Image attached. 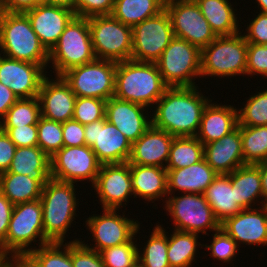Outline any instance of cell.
<instances>
[{
  "label": "cell",
  "mask_w": 267,
  "mask_h": 267,
  "mask_svg": "<svg viewBox=\"0 0 267 267\" xmlns=\"http://www.w3.org/2000/svg\"><path fill=\"white\" fill-rule=\"evenodd\" d=\"M74 183L51 178L40 197L43 209L44 236L49 242L66 241L65 235L76 220L78 202Z\"/></svg>",
  "instance_id": "3957f363"
},
{
  "label": "cell",
  "mask_w": 267,
  "mask_h": 267,
  "mask_svg": "<svg viewBox=\"0 0 267 267\" xmlns=\"http://www.w3.org/2000/svg\"><path fill=\"white\" fill-rule=\"evenodd\" d=\"M246 105L238 108V124L241 126L267 125V89L248 97Z\"/></svg>",
  "instance_id": "ab89813d"
},
{
  "label": "cell",
  "mask_w": 267,
  "mask_h": 267,
  "mask_svg": "<svg viewBox=\"0 0 267 267\" xmlns=\"http://www.w3.org/2000/svg\"><path fill=\"white\" fill-rule=\"evenodd\" d=\"M165 9L164 0H114L112 16L130 27Z\"/></svg>",
  "instance_id": "d6a6232c"
},
{
  "label": "cell",
  "mask_w": 267,
  "mask_h": 267,
  "mask_svg": "<svg viewBox=\"0 0 267 267\" xmlns=\"http://www.w3.org/2000/svg\"><path fill=\"white\" fill-rule=\"evenodd\" d=\"M29 254L41 267H73L71 242L68 241L67 243L50 242L38 248L35 247Z\"/></svg>",
  "instance_id": "f35d334b"
},
{
  "label": "cell",
  "mask_w": 267,
  "mask_h": 267,
  "mask_svg": "<svg viewBox=\"0 0 267 267\" xmlns=\"http://www.w3.org/2000/svg\"><path fill=\"white\" fill-rule=\"evenodd\" d=\"M199 234L174 230L168 235L167 257L170 267H192L196 260L198 246L203 247L198 241Z\"/></svg>",
  "instance_id": "836d02e7"
},
{
  "label": "cell",
  "mask_w": 267,
  "mask_h": 267,
  "mask_svg": "<svg viewBox=\"0 0 267 267\" xmlns=\"http://www.w3.org/2000/svg\"><path fill=\"white\" fill-rule=\"evenodd\" d=\"M69 242L73 267H105L99 252L86 247L79 238Z\"/></svg>",
  "instance_id": "f6af8a7d"
},
{
  "label": "cell",
  "mask_w": 267,
  "mask_h": 267,
  "mask_svg": "<svg viewBox=\"0 0 267 267\" xmlns=\"http://www.w3.org/2000/svg\"><path fill=\"white\" fill-rule=\"evenodd\" d=\"M216 36L239 33L236 9L228 0H194Z\"/></svg>",
  "instance_id": "f546056e"
},
{
  "label": "cell",
  "mask_w": 267,
  "mask_h": 267,
  "mask_svg": "<svg viewBox=\"0 0 267 267\" xmlns=\"http://www.w3.org/2000/svg\"><path fill=\"white\" fill-rule=\"evenodd\" d=\"M0 50L1 55L11 59L49 65V52L41 44L25 13L2 11Z\"/></svg>",
  "instance_id": "277c9868"
},
{
  "label": "cell",
  "mask_w": 267,
  "mask_h": 267,
  "mask_svg": "<svg viewBox=\"0 0 267 267\" xmlns=\"http://www.w3.org/2000/svg\"><path fill=\"white\" fill-rule=\"evenodd\" d=\"M7 267H41V266L29 253H27V254L8 255Z\"/></svg>",
  "instance_id": "9f6ffc18"
},
{
  "label": "cell",
  "mask_w": 267,
  "mask_h": 267,
  "mask_svg": "<svg viewBox=\"0 0 267 267\" xmlns=\"http://www.w3.org/2000/svg\"><path fill=\"white\" fill-rule=\"evenodd\" d=\"M217 176L205 159L184 168L167 170L168 194L173 195L176 191L204 194Z\"/></svg>",
  "instance_id": "484cf974"
},
{
  "label": "cell",
  "mask_w": 267,
  "mask_h": 267,
  "mask_svg": "<svg viewBox=\"0 0 267 267\" xmlns=\"http://www.w3.org/2000/svg\"><path fill=\"white\" fill-rule=\"evenodd\" d=\"M212 234V242L210 245L205 246L206 250H210V256L214 259L221 260L224 263H231L239 253V246L236 241L227 234L222 228L214 231ZM238 252V253H237ZM235 257V258H234ZM232 260V261H231Z\"/></svg>",
  "instance_id": "ee69618b"
},
{
  "label": "cell",
  "mask_w": 267,
  "mask_h": 267,
  "mask_svg": "<svg viewBox=\"0 0 267 267\" xmlns=\"http://www.w3.org/2000/svg\"><path fill=\"white\" fill-rule=\"evenodd\" d=\"M1 9L10 13H25L38 4L34 0H0Z\"/></svg>",
  "instance_id": "db71d44e"
},
{
  "label": "cell",
  "mask_w": 267,
  "mask_h": 267,
  "mask_svg": "<svg viewBox=\"0 0 267 267\" xmlns=\"http://www.w3.org/2000/svg\"><path fill=\"white\" fill-rule=\"evenodd\" d=\"M45 77L42 81L38 100L41 116L57 121L66 122L73 118L76 95L62 76Z\"/></svg>",
  "instance_id": "d6986e66"
},
{
  "label": "cell",
  "mask_w": 267,
  "mask_h": 267,
  "mask_svg": "<svg viewBox=\"0 0 267 267\" xmlns=\"http://www.w3.org/2000/svg\"><path fill=\"white\" fill-rule=\"evenodd\" d=\"M1 14H2V9H1V3H0V16H1Z\"/></svg>",
  "instance_id": "e7e4bbea"
},
{
  "label": "cell",
  "mask_w": 267,
  "mask_h": 267,
  "mask_svg": "<svg viewBox=\"0 0 267 267\" xmlns=\"http://www.w3.org/2000/svg\"><path fill=\"white\" fill-rule=\"evenodd\" d=\"M241 33L217 36L201 50V77L246 76L248 43Z\"/></svg>",
  "instance_id": "8992f818"
},
{
  "label": "cell",
  "mask_w": 267,
  "mask_h": 267,
  "mask_svg": "<svg viewBox=\"0 0 267 267\" xmlns=\"http://www.w3.org/2000/svg\"><path fill=\"white\" fill-rule=\"evenodd\" d=\"M106 100L91 97H76L74 105V120L86 125L105 117Z\"/></svg>",
  "instance_id": "7bdbcfd3"
},
{
  "label": "cell",
  "mask_w": 267,
  "mask_h": 267,
  "mask_svg": "<svg viewBox=\"0 0 267 267\" xmlns=\"http://www.w3.org/2000/svg\"><path fill=\"white\" fill-rule=\"evenodd\" d=\"M38 240V247L50 243L44 236L40 199L14 205L5 242L0 246V251L6 255L27 254L33 250L31 243Z\"/></svg>",
  "instance_id": "52a82bcc"
},
{
  "label": "cell",
  "mask_w": 267,
  "mask_h": 267,
  "mask_svg": "<svg viewBox=\"0 0 267 267\" xmlns=\"http://www.w3.org/2000/svg\"><path fill=\"white\" fill-rule=\"evenodd\" d=\"M148 113L150 112L145 106L115 96L106 101V119L115 125L131 143L137 141L152 125V119Z\"/></svg>",
  "instance_id": "44dd1931"
},
{
  "label": "cell",
  "mask_w": 267,
  "mask_h": 267,
  "mask_svg": "<svg viewBox=\"0 0 267 267\" xmlns=\"http://www.w3.org/2000/svg\"><path fill=\"white\" fill-rule=\"evenodd\" d=\"M210 99L198 86L168 88L150 114L152 125L174 137L196 136L204 108L213 101Z\"/></svg>",
  "instance_id": "6da1fadb"
},
{
  "label": "cell",
  "mask_w": 267,
  "mask_h": 267,
  "mask_svg": "<svg viewBox=\"0 0 267 267\" xmlns=\"http://www.w3.org/2000/svg\"><path fill=\"white\" fill-rule=\"evenodd\" d=\"M16 148L9 136L0 129V174L8 171Z\"/></svg>",
  "instance_id": "816d5d0a"
},
{
  "label": "cell",
  "mask_w": 267,
  "mask_h": 267,
  "mask_svg": "<svg viewBox=\"0 0 267 267\" xmlns=\"http://www.w3.org/2000/svg\"><path fill=\"white\" fill-rule=\"evenodd\" d=\"M243 34L247 43L267 45V14L259 13Z\"/></svg>",
  "instance_id": "681fc988"
},
{
  "label": "cell",
  "mask_w": 267,
  "mask_h": 267,
  "mask_svg": "<svg viewBox=\"0 0 267 267\" xmlns=\"http://www.w3.org/2000/svg\"><path fill=\"white\" fill-rule=\"evenodd\" d=\"M8 255L0 251V267H7Z\"/></svg>",
  "instance_id": "94428289"
},
{
  "label": "cell",
  "mask_w": 267,
  "mask_h": 267,
  "mask_svg": "<svg viewBox=\"0 0 267 267\" xmlns=\"http://www.w3.org/2000/svg\"><path fill=\"white\" fill-rule=\"evenodd\" d=\"M91 187L97 192L95 194L100 199L102 209H121L129 202L128 198L134 195L130 164H101L96 181Z\"/></svg>",
  "instance_id": "e0dca14e"
},
{
  "label": "cell",
  "mask_w": 267,
  "mask_h": 267,
  "mask_svg": "<svg viewBox=\"0 0 267 267\" xmlns=\"http://www.w3.org/2000/svg\"><path fill=\"white\" fill-rule=\"evenodd\" d=\"M243 159L246 164H256L267 159V125L241 126Z\"/></svg>",
  "instance_id": "8d00e7d4"
},
{
  "label": "cell",
  "mask_w": 267,
  "mask_h": 267,
  "mask_svg": "<svg viewBox=\"0 0 267 267\" xmlns=\"http://www.w3.org/2000/svg\"><path fill=\"white\" fill-rule=\"evenodd\" d=\"M85 144L94 151L101 164L128 162L132 143L106 116L84 125Z\"/></svg>",
  "instance_id": "2e32d148"
},
{
  "label": "cell",
  "mask_w": 267,
  "mask_h": 267,
  "mask_svg": "<svg viewBox=\"0 0 267 267\" xmlns=\"http://www.w3.org/2000/svg\"><path fill=\"white\" fill-rule=\"evenodd\" d=\"M114 0H75L74 14L78 17L111 15Z\"/></svg>",
  "instance_id": "7dc6e473"
},
{
  "label": "cell",
  "mask_w": 267,
  "mask_h": 267,
  "mask_svg": "<svg viewBox=\"0 0 267 267\" xmlns=\"http://www.w3.org/2000/svg\"><path fill=\"white\" fill-rule=\"evenodd\" d=\"M8 171L27 175L44 186L51 179L50 157L39 146L17 147Z\"/></svg>",
  "instance_id": "83f0119b"
},
{
  "label": "cell",
  "mask_w": 267,
  "mask_h": 267,
  "mask_svg": "<svg viewBox=\"0 0 267 267\" xmlns=\"http://www.w3.org/2000/svg\"><path fill=\"white\" fill-rule=\"evenodd\" d=\"M261 13L267 14V0H255Z\"/></svg>",
  "instance_id": "91938a15"
},
{
  "label": "cell",
  "mask_w": 267,
  "mask_h": 267,
  "mask_svg": "<svg viewBox=\"0 0 267 267\" xmlns=\"http://www.w3.org/2000/svg\"><path fill=\"white\" fill-rule=\"evenodd\" d=\"M18 100L13 91L0 82V121L5 117L9 108Z\"/></svg>",
  "instance_id": "11a10c76"
},
{
  "label": "cell",
  "mask_w": 267,
  "mask_h": 267,
  "mask_svg": "<svg viewBox=\"0 0 267 267\" xmlns=\"http://www.w3.org/2000/svg\"><path fill=\"white\" fill-rule=\"evenodd\" d=\"M174 37L187 40L202 50L216 39L210 24L194 0H172L165 3Z\"/></svg>",
  "instance_id": "9a60e30c"
},
{
  "label": "cell",
  "mask_w": 267,
  "mask_h": 267,
  "mask_svg": "<svg viewBox=\"0 0 267 267\" xmlns=\"http://www.w3.org/2000/svg\"><path fill=\"white\" fill-rule=\"evenodd\" d=\"M42 190L43 185L35 179H30L27 175L9 171L0 174V192L13 205L39 200Z\"/></svg>",
  "instance_id": "1f68e13d"
},
{
  "label": "cell",
  "mask_w": 267,
  "mask_h": 267,
  "mask_svg": "<svg viewBox=\"0 0 267 267\" xmlns=\"http://www.w3.org/2000/svg\"><path fill=\"white\" fill-rule=\"evenodd\" d=\"M103 214L88 217L85 221L87 229L91 232L95 244L89 245L85 240L81 242L88 248L100 252L106 248L130 242L140 231V222L119 215V209H103Z\"/></svg>",
  "instance_id": "4fadbf2b"
},
{
  "label": "cell",
  "mask_w": 267,
  "mask_h": 267,
  "mask_svg": "<svg viewBox=\"0 0 267 267\" xmlns=\"http://www.w3.org/2000/svg\"><path fill=\"white\" fill-rule=\"evenodd\" d=\"M75 0H48V5L61 6L74 11Z\"/></svg>",
  "instance_id": "680465c9"
},
{
  "label": "cell",
  "mask_w": 267,
  "mask_h": 267,
  "mask_svg": "<svg viewBox=\"0 0 267 267\" xmlns=\"http://www.w3.org/2000/svg\"><path fill=\"white\" fill-rule=\"evenodd\" d=\"M31 62L15 60L0 54V82L9 87L21 98L37 97L43 79L46 77V67Z\"/></svg>",
  "instance_id": "ac0fdd59"
},
{
  "label": "cell",
  "mask_w": 267,
  "mask_h": 267,
  "mask_svg": "<svg viewBox=\"0 0 267 267\" xmlns=\"http://www.w3.org/2000/svg\"><path fill=\"white\" fill-rule=\"evenodd\" d=\"M38 5L48 4V0H34Z\"/></svg>",
  "instance_id": "be15d7a7"
},
{
  "label": "cell",
  "mask_w": 267,
  "mask_h": 267,
  "mask_svg": "<svg viewBox=\"0 0 267 267\" xmlns=\"http://www.w3.org/2000/svg\"><path fill=\"white\" fill-rule=\"evenodd\" d=\"M41 44L50 52L57 44L74 11L55 5H37L25 12Z\"/></svg>",
  "instance_id": "7402d4cb"
},
{
  "label": "cell",
  "mask_w": 267,
  "mask_h": 267,
  "mask_svg": "<svg viewBox=\"0 0 267 267\" xmlns=\"http://www.w3.org/2000/svg\"><path fill=\"white\" fill-rule=\"evenodd\" d=\"M169 87L156 63L126 60L116 63L114 96L151 108Z\"/></svg>",
  "instance_id": "7a4b0ae2"
},
{
  "label": "cell",
  "mask_w": 267,
  "mask_h": 267,
  "mask_svg": "<svg viewBox=\"0 0 267 267\" xmlns=\"http://www.w3.org/2000/svg\"><path fill=\"white\" fill-rule=\"evenodd\" d=\"M174 138L165 130L151 125L137 141L132 143L128 163L166 168Z\"/></svg>",
  "instance_id": "603a6c76"
},
{
  "label": "cell",
  "mask_w": 267,
  "mask_h": 267,
  "mask_svg": "<svg viewBox=\"0 0 267 267\" xmlns=\"http://www.w3.org/2000/svg\"><path fill=\"white\" fill-rule=\"evenodd\" d=\"M165 199L164 208L173 219L174 230L207 235V230L214 232L220 228V222L203 194H173V197L168 195Z\"/></svg>",
  "instance_id": "30bf717a"
},
{
  "label": "cell",
  "mask_w": 267,
  "mask_h": 267,
  "mask_svg": "<svg viewBox=\"0 0 267 267\" xmlns=\"http://www.w3.org/2000/svg\"><path fill=\"white\" fill-rule=\"evenodd\" d=\"M204 159V145L196 136L175 137L173 139L166 170L180 169Z\"/></svg>",
  "instance_id": "e575fe53"
},
{
  "label": "cell",
  "mask_w": 267,
  "mask_h": 267,
  "mask_svg": "<svg viewBox=\"0 0 267 267\" xmlns=\"http://www.w3.org/2000/svg\"><path fill=\"white\" fill-rule=\"evenodd\" d=\"M203 195L220 223L243 209L236 201L235 188L231 186L230 174H218Z\"/></svg>",
  "instance_id": "f1b7e54d"
},
{
  "label": "cell",
  "mask_w": 267,
  "mask_h": 267,
  "mask_svg": "<svg viewBox=\"0 0 267 267\" xmlns=\"http://www.w3.org/2000/svg\"><path fill=\"white\" fill-rule=\"evenodd\" d=\"M14 205L0 192V246L5 242Z\"/></svg>",
  "instance_id": "f5cc1de1"
},
{
  "label": "cell",
  "mask_w": 267,
  "mask_h": 267,
  "mask_svg": "<svg viewBox=\"0 0 267 267\" xmlns=\"http://www.w3.org/2000/svg\"><path fill=\"white\" fill-rule=\"evenodd\" d=\"M101 163L91 147L84 146H63L50 158L51 178L76 183L89 181L94 185L99 173Z\"/></svg>",
  "instance_id": "5bb4252c"
},
{
  "label": "cell",
  "mask_w": 267,
  "mask_h": 267,
  "mask_svg": "<svg viewBox=\"0 0 267 267\" xmlns=\"http://www.w3.org/2000/svg\"><path fill=\"white\" fill-rule=\"evenodd\" d=\"M88 23L97 59L116 63L131 60L132 27L112 15L92 16Z\"/></svg>",
  "instance_id": "9c48e42d"
},
{
  "label": "cell",
  "mask_w": 267,
  "mask_h": 267,
  "mask_svg": "<svg viewBox=\"0 0 267 267\" xmlns=\"http://www.w3.org/2000/svg\"><path fill=\"white\" fill-rule=\"evenodd\" d=\"M222 228L237 245H267V209L263 205L258 208L242 209L234 216L220 223Z\"/></svg>",
  "instance_id": "ffe728a7"
},
{
  "label": "cell",
  "mask_w": 267,
  "mask_h": 267,
  "mask_svg": "<svg viewBox=\"0 0 267 267\" xmlns=\"http://www.w3.org/2000/svg\"><path fill=\"white\" fill-rule=\"evenodd\" d=\"M41 117L38 97L18 99L0 121V126H26L38 124Z\"/></svg>",
  "instance_id": "74e56055"
},
{
  "label": "cell",
  "mask_w": 267,
  "mask_h": 267,
  "mask_svg": "<svg viewBox=\"0 0 267 267\" xmlns=\"http://www.w3.org/2000/svg\"><path fill=\"white\" fill-rule=\"evenodd\" d=\"M38 146L51 158L63 147L62 123L40 117L37 124Z\"/></svg>",
  "instance_id": "60d3db41"
},
{
  "label": "cell",
  "mask_w": 267,
  "mask_h": 267,
  "mask_svg": "<svg viewBox=\"0 0 267 267\" xmlns=\"http://www.w3.org/2000/svg\"><path fill=\"white\" fill-rule=\"evenodd\" d=\"M267 78V45L248 43L246 75Z\"/></svg>",
  "instance_id": "bcb514c9"
},
{
  "label": "cell",
  "mask_w": 267,
  "mask_h": 267,
  "mask_svg": "<svg viewBox=\"0 0 267 267\" xmlns=\"http://www.w3.org/2000/svg\"><path fill=\"white\" fill-rule=\"evenodd\" d=\"M230 181L232 188H235L237 203L243 209L253 208V206L256 208V203L262 199L261 176L258 166L256 164L240 166L230 173Z\"/></svg>",
  "instance_id": "4dcf8cb0"
},
{
  "label": "cell",
  "mask_w": 267,
  "mask_h": 267,
  "mask_svg": "<svg viewBox=\"0 0 267 267\" xmlns=\"http://www.w3.org/2000/svg\"><path fill=\"white\" fill-rule=\"evenodd\" d=\"M204 159L217 174H230L245 165L240 128L204 145Z\"/></svg>",
  "instance_id": "cb8c5ba5"
},
{
  "label": "cell",
  "mask_w": 267,
  "mask_h": 267,
  "mask_svg": "<svg viewBox=\"0 0 267 267\" xmlns=\"http://www.w3.org/2000/svg\"><path fill=\"white\" fill-rule=\"evenodd\" d=\"M174 38L166 9L132 27L131 60L156 63Z\"/></svg>",
  "instance_id": "7c38bea8"
},
{
  "label": "cell",
  "mask_w": 267,
  "mask_h": 267,
  "mask_svg": "<svg viewBox=\"0 0 267 267\" xmlns=\"http://www.w3.org/2000/svg\"><path fill=\"white\" fill-rule=\"evenodd\" d=\"M63 132V146L73 147V146H84L85 135H84V125L78 121L71 119L62 123Z\"/></svg>",
  "instance_id": "f907efd6"
},
{
  "label": "cell",
  "mask_w": 267,
  "mask_h": 267,
  "mask_svg": "<svg viewBox=\"0 0 267 267\" xmlns=\"http://www.w3.org/2000/svg\"><path fill=\"white\" fill-rule=\"evenodd\" d=\"M256 165L260 171L262 185V200L259 202L261 205L257 204V206H263L267 201V159L256 163Z\"/></svg>",
  "instance_id": "6f0895ef"
},
{
  "label": "cell",
  "mask_w": 267,
  "mask_h": 267,
  "mask_svg": "<svg viewBox=\"0 0 267 267\" xmlns=\"http://www.w3.org/2000/svg\"><path fill=\"white\" fill-rule=\"evenodd\" d=\"M130 242L106 248L99 252L105 267H130L138 260L137 239ZM136 243V244H135Z\"/></svg>",
  "instance_id": "b9f144b4"
},
{
  "label": "cell",
  "mask_w": 267,
  "mask_h": 267,
  "mask_svg": "<svg viewBox=\"0 0 267 267\" xmlns=\"http://www.w3.org/2000/svg\"><path fill=\"white\" fill-rule=\"evenodd\" d=\"M130 267H144V266L142 265V263L139 260H137Z\"/></svg>",
  "instance_id": "6125c7cd"
},
{
  "label": "cell",
  "mask_w": 267,
  "mask_h": 267,
  "mask_svg": "<svg viewBox=\"0 0 267 267\" xmlns=\"http://www.w3.org/2000/svg\"><path fill=\"white\" fill-rule=\"evenodd\" d=\"M210 101L204 108L196 138L203 144L219 140L238 125V108ZM235 107V108H234Z\"/></svg>",
  "instance_id": "d4e9b609"
},
{
  "label": "cell",
  "mask_w": 267,
  "mask_h": 267,
  "mask_svg": "<svg viewBox=\"0 0 267 267\" xmlns=\"http://www.w3.org/2000/svg\"><path fill=\"white\" fill-rule=\"evenodd\" d=\"M95 59L88 18L74 16L49 52L48 63H52L56 76H62L66 71Z\"/></svg>",
  "instance_id": "5b68a950"
},
{
  "label": "cell",
  "mask_w": 267,
  "mask_h": 267,
  "mask_svg": "<svg viewBox=\"0 0 267 267\" xmlns=\"http://www.w3.org/2000/svg\"><path fill=\"white\" fill-rule=\"evenodd\" d=\"M130 171L134 198L154 203L168 196L166 168L130 164Z\"/></svg>",
  "instance_id": "4316f807"
},
{
  "label": "cell",
  "mask_w": 267,
  "mask_h": 267,
  "mask_svg": "<svg viewBox=\"0 0 267 267\" xmlns=\"http://www.w3.org/2000/svg\"><path fill=\"white\" fill-rule=\"evenodd\" d=\"M166 233L168 232L163 226L156 224L143 250L140 251L138 247V260L144 267H170L167 257L168 235Z\"/></svg>",
  "instance_id": "d590c367"
},
{
  "label": "cell",
  "mask_w": 267,
  "mask_h": 267,
  "mask_svg": "<svg viewBox=\"0 0 267 267\" xmlns=\"http://www.w3.org/2000/svg\"><path fill=\"white\" fill-rule=\"evenodd\" d=\"M16 147L38 146L37 124L24 126H0Z\"/></svg>",
  "instance_id": "c3c4849f"
},
{
  "label": "cell",
  "mask_w": 267,
  "mask_h": 267,
  "mask_svg": "<svg viewBox=\"0 0 267 267\" xmlns=\"http://www.w3.org/2000/svg\"><path fill=\"white\" fill-rule=\"evenodd\" d=\"M156 64L169 88L194 87L196 78H201V50L178 37L171 40Z\"/></svg>",
  "instance_id": "ba28073f"
},
{
  "label": "cell",
  "mask_w": 267,
  "mask_h": 267,
  "mask_svg": "<svg viewBox=\"0 0 267 267\" xmlns=\"http://www.w3.org/2000/svg\"><path fill=\"white\" fill-rule=\"evenodd\" d=\"M76 97L108 100L115 94L116 62L95 59L62 75Z\"/></svg>",
  "instance_id": "8fae6325"
}]
</instances>
